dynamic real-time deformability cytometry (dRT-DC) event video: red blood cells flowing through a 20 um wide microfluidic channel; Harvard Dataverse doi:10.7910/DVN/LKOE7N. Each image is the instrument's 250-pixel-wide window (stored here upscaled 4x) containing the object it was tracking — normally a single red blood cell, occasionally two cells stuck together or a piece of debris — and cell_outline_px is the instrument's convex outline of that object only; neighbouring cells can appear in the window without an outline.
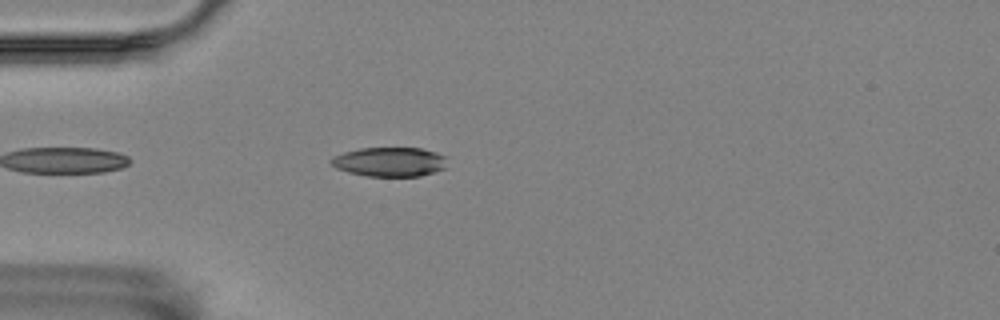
{"species": "Egyptian fruit bat (a non-hibernating species)", "species_latin": "Rousettus aegyptiacus", "temperature_condition": "room temperature", "stored_images_in_passage": 24, "camera_frame_rate_fps": 3000, "um_per_image_px": 0.085, "animal": {"sex": "female"}, "frame": {"image": 1, "passage_image": 5, "time_ms": 1.333, "image_size_px": [1000, 320], "cell_outline_px": [[448, 156], [444, 168], [420, 176], [368, 176], [348, 172], [336, 168], [328, 160], [344, 152], [360, 148], [420, 148], [436, 152]], "centroid_in_image_um": [33.14, 13.75], "position_along_channel_um": 51.9, "area_um2": 19.77}}
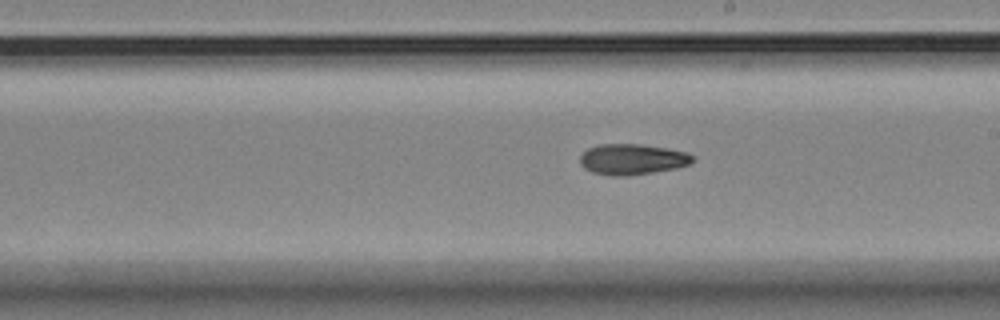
{"frame": {"image": 2, "passage_image": 18, "time_ms": 5.667, "image_size_px": [1000, 320], "cell_outline_px": [[696, 160], [688, 164], [676, 168], [628, 176], [612, 176], [592, 172], [584, 168], [580, 164], [580, 156], [588, 148], [600, 144], [640, 144], [668, 148], [688, 152]], "centroid_in_image_um": [53.74, 13.54], "position_along_channel_um": 235.3, "area_um2": 20.23}}
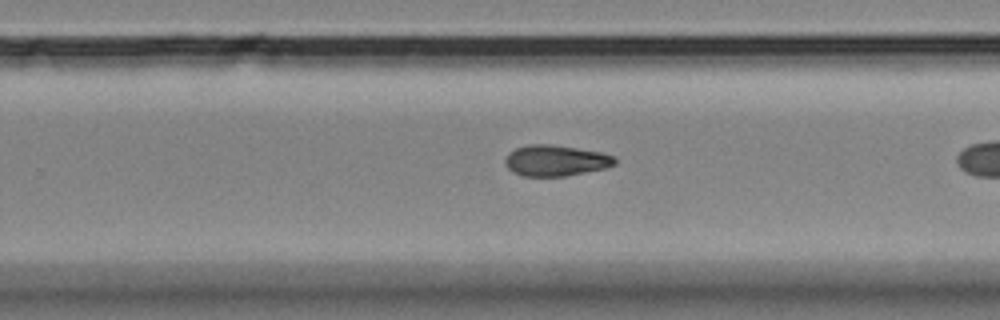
{"frame": {"image": 3, "passage_image": 22, "time_ms": 7.0, "image_size_px": [1000, 320], "cell_outline_px": [[616, 164], [604, 168], [568, 176], [524, 176], [512, 172], [508, 168], [504, 160], [508, 152], [516, 148], [528, 144], [548, 144], [576, 148], [600, 152], [616, 156]], "centroid_in_image_um": [47.22, 13.65], "position_along_channel_um": 282.6, "area_um2": 19.83}}